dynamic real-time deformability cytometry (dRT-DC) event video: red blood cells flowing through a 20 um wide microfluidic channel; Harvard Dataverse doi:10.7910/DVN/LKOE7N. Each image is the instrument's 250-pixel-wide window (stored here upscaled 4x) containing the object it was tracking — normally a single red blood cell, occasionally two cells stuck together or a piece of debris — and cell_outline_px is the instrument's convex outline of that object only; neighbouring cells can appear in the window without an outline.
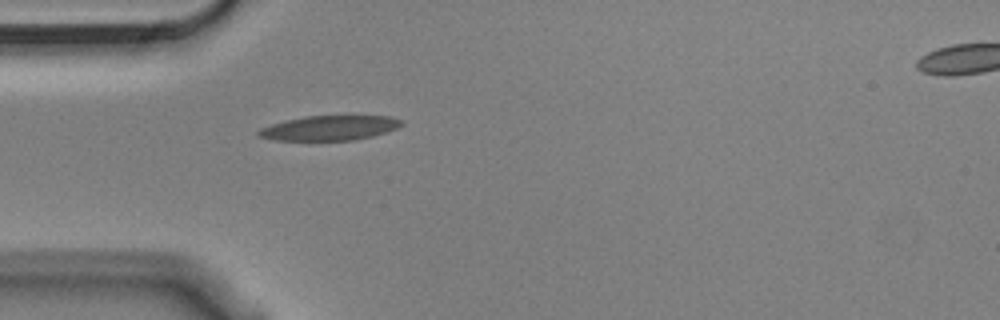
{"species": "Egyptian fruit bat (a non-hibernating species)", "species_latin": "Rousettus aegyptiacus", "temperature_condition": "cold", "stored_images_in_passage": 36, "camera_frame_rate_fps": 3000, "um_per_image_px": 0.085, "animal": {"sex": "male"}, "frame": {"image": 1, "passage_image": 1, "time_ms": 0.0, "image_size_px": [1000, 320], "cell_outline_px": [[404, 124], [396, 128], [372, 136], [352, 140], [272, 140], [256, 136], [256, 132], [260, 128], [284, 120], [304, 116], [392, 116], [404, 120]], "centroid_in_image_um": [27.98, 10.87], "position_along_channel_um": 57.0, "area_um2": 20.69}}
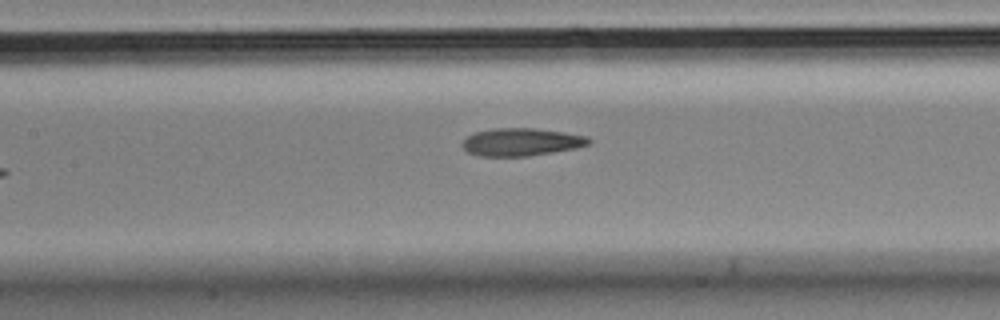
{"frame": {"image": 2, "passage_image": 10, "time_ms": 3.0, "image_size_px": [1000, 320], "cell_outline_px": [[592, 144], [576, 148], [528, 156], [480, 156], [468, 152], [460, 144], [468, 136], [476, 132], [492, 128], [532, 128], [564, 132], [588, 136], [592, 140]], "centroid_in_image_um": [44.34, 12.07], "position_along_channel_um": 163.1, "area_um2": 20.46}}
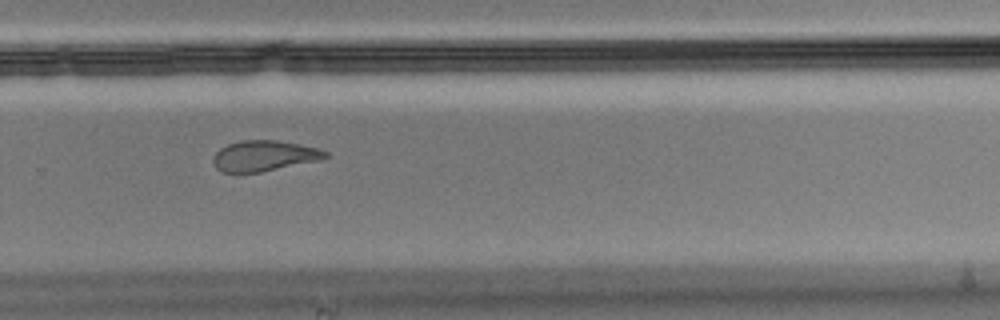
{"frame": {"image": 3, "passage_image": 22, "time_ms": 7.0, "image_size_px": [1000, 320], "cell_outline_px": [[332, 156], [320, 160], [260, 172], [220, 172], [216, 168], [212, 160], [216, 152], [220, 148], [228, 144], [240, 140], [276, 140], [300, 144], [320, 148], [328, 152]], "centroid_in_image_um": [22.49, 13.24], "position_along_channel_um": 307.3, "area_um2": 20.17}, "authors_computed_cell_mechanics": {"area_um2": 20.8658, "velocity_mm_per_s": 3.6205, "shape_relaxation_time_tau1_ms": null, "shape_relaxation_time_tau2_ms": 3.1308, "deformation_change_tau1": null, "deformation_change_tau2": 0.1103}}